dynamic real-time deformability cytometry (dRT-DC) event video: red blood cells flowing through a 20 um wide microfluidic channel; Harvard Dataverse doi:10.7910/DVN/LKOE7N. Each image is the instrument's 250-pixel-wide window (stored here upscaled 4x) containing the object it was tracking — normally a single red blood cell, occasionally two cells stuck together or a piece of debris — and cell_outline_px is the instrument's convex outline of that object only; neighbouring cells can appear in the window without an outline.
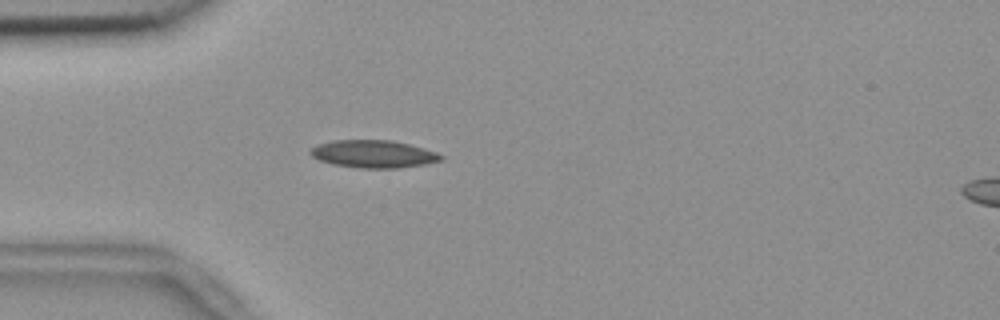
{"species": "common noctule bat (a hibernating species)", "species_latin": "Nyctalus noctula", "temperature_condition": "room temperature", "stored_images_in_passage": 56, "camera_frame_rate_fps": 3000, "um_per_image_px": 0.085, "animal": {"sex": "female", "body_mass_g": 18.4}, "frame": {"image": 1, "passage_image": 16, "time_ms": 5.0, "image_size_px": [1000, 320], "cell_outline_px": [[444, 160], [424, 164], [396, 168], [360, 168], [332, 164], [320, 160], [312, 156], [308, 152], [316, 144], [332, 140], [392, 140], [424, 148], [436, 152], [444, 156]], "centroid_in_image_um": [31.73, 13.08], "position_along_channel_um": 53.3, "area_um2": 21.04}}
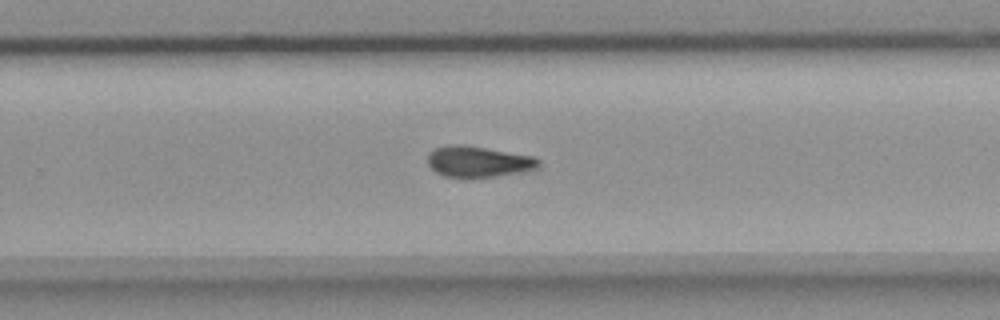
{"frame": {"image": 2, "passage_image": 36, "time_ms": 11.667, "image_size_px": [1000, 320], "cell_outline_px": [[540, 164], [536, 168], [520, 172], [472, 180], [444, 176], [436, 172], [428, 164], [428, 152], [432, 148], [448, 144], [460, 144], [532, 156], [540, 160]], "centroid_in_image_um": [40.58, 13.76], "position_along_channel_um": 289.2, "area_um2": 20.4}}
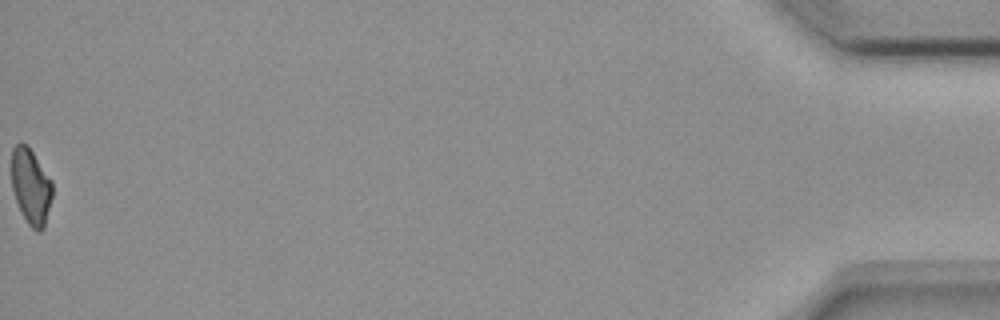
{"frame": {"image": 3, "passage_image": 56, "time_ms": 18.333, "image_size_px": [1000, 320], "cell_outline_px": [[52, 196], [44, 228], [40, 232], [36, 232], [28, 224], [16, 200], [12, 188], [12, 148], [20, 140], [28, 144], [52, 180]], "centroid_in_image_um": [2.63, 15.8], "position_along_channel_um": 432.6, "area_um2": 18.15}, "authors_computed_cell_mechanics": {"area_um2": 19.5364, "velocity_mm_per_s": 3.6639, "shape_relaxation_time_tau1_ms": 5.574, "shape_relaxation_time_tau2_ms": 10.4604, "deformation_change_tau1": 0.1527, "deformation_change_tau2": 0.1871}}